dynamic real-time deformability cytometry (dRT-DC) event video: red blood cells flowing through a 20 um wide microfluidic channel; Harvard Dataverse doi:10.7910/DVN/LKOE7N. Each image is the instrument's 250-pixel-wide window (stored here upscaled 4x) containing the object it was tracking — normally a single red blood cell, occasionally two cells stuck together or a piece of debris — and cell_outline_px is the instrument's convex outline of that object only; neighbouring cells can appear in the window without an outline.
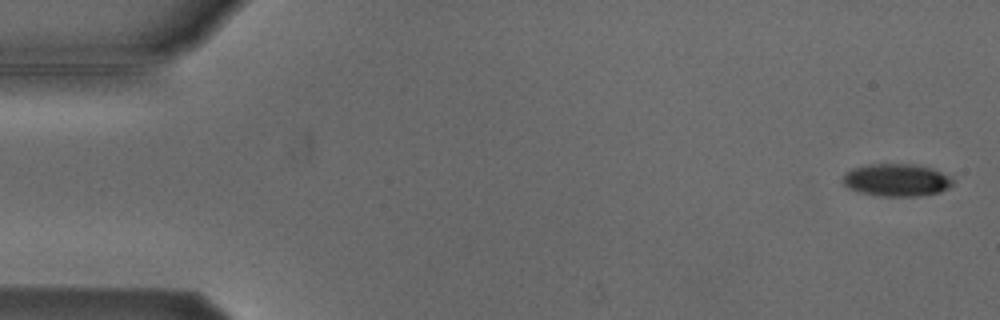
{"species": "Egyptian fruit bat (a non-hibernating species)", "species_latin": "Rousettus aegyptiacus", "temperature_condition": "cold", "stored_images_in_passage": 5, "camera_frame_rate_fps": 3000, "um_per_image_px": 0.085, "animal": {"sex": "male"}, "frame": {"image": 1, "passage_image": 1, "time_ms": 0.0, "image_size_px": [1000, 320], "cell_outline_px": [[952, 184], [948, 188], [940, 192], [916, 196], [880, 196], [856, 192], [848, 188], [840, 180], [844, 172], [852, 168], [868, 164], [908, 164], [932, 168], [952, 176]], "centroid_in_image_um": [76.15, 15.3], "position_along_channel_um": 8.8, "area_um2": 21.1}}
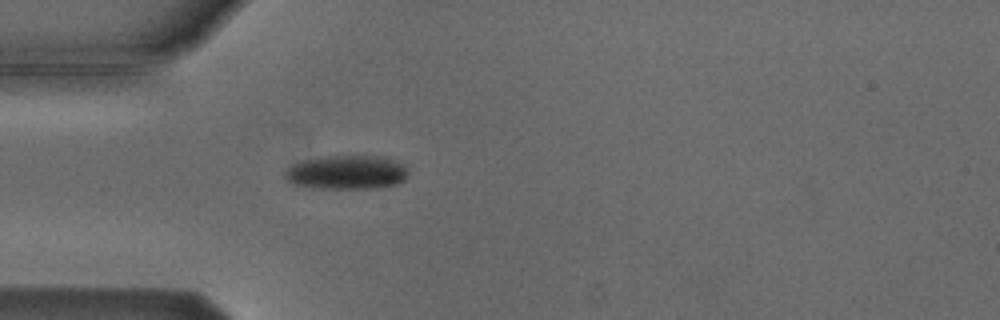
{"frame": {"image": 2, "passage_image": 5, "time_ms": 4.667, "image_size_px": [1000, 320], "cell_outline_px": [[408, 176], [404, 180], [396, 184], [372, 188], [312, 188], [292, 184], [284, 176], [284, 172], [292, 164], [300, 160], [324, 156], [384, 156], [404, 164], [408, 172]], "centroid_in_image_um": [29.45, 14.64], "position_along_channel_um": 55.6, "area_um2": 24.62}}